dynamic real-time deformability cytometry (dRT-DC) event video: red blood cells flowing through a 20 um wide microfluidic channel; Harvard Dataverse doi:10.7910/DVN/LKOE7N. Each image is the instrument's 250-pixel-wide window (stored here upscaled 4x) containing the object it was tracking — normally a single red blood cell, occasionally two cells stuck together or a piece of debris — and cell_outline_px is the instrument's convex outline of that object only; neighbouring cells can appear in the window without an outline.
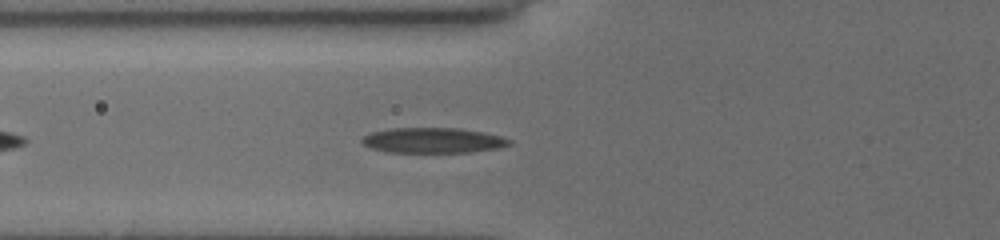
{"species": "common noctule bat (a hibernating species)", "species_latin": "Nyctalus noctula", "temperature_condition": "cold", "stored_images_in_passage": 32, "camera_frame_rate_fps": 3000, "um_per_image_px": 0.085, "animal": {"sex": "female", "body_mass_g": 19.5, "forearm_length_mm": 54.1}, "frame": {"image": 1, "passage_image": 7, "time_ms": 2.0, "image_size_px": [1000, 240], "cell_outline_px": [[512, 144], [500, 148], [472, 152], [388, 152], [372, 148], [364, 144], [360, 140], [364, 136], [372, 132], [392, 128], [456, 128], [484, 132], [500, 136], [512, 140]], "centroid_in_image_um": [36.85, 11.93], "position_along_channel_um": 89.0, "area_um2": 21.68}}
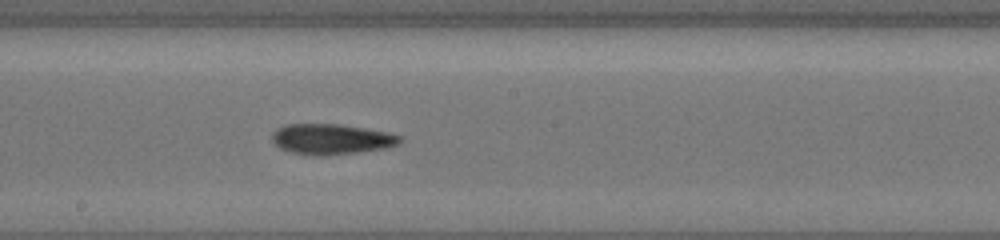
{"frame": {"image": 2, "passage_image": 17, "time_ms": 5.333, "image_size_px": [1000, 240], "cell_outline_px": [[404, 140], [400, 144], [384, 148], [360, 152], [324, 156], [308, 156], [292, 152], [280, 148], [272, 144], [272, 132], [284, 124], [336, 124], [364, 128], [384, 132], [400, 136]], "centroid_in_image_um": [28.12, 11.84], "position_along_channel_um": 220.1, "area_um2": 22.89}}
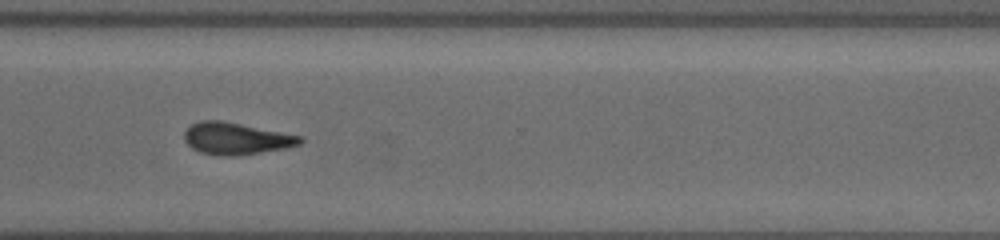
{"frame": {"image": 3, "passage_image": 27, "time_ms": 8.667, "image_size_px": [1000, 240], "cell_outline_px": [[304, 140], [300, 144], [284, 148], [260, 152], [232, 156], [220, 156], [200, 152], [192, 148], [184, 140], [184, 132], [192, 124], [200, 120], [220, 120], [304, 136]], "centroid_in_image_um": [20.07, 11.77], "position_along_channel_um": 350.5, "area_um2": 21.44}, "authors_computed_cell_mechanics": {"area_um2": 21.5883, "velocity_mm_per_s": 3.9256, "shape_relaxation_time_tau1_ms": 4.5104, "shape_relaxation_time_tau2_ms": 4.3633, "deformation_change_tau1": 0.1655, "deformation_change_tau2": 0.1315}}